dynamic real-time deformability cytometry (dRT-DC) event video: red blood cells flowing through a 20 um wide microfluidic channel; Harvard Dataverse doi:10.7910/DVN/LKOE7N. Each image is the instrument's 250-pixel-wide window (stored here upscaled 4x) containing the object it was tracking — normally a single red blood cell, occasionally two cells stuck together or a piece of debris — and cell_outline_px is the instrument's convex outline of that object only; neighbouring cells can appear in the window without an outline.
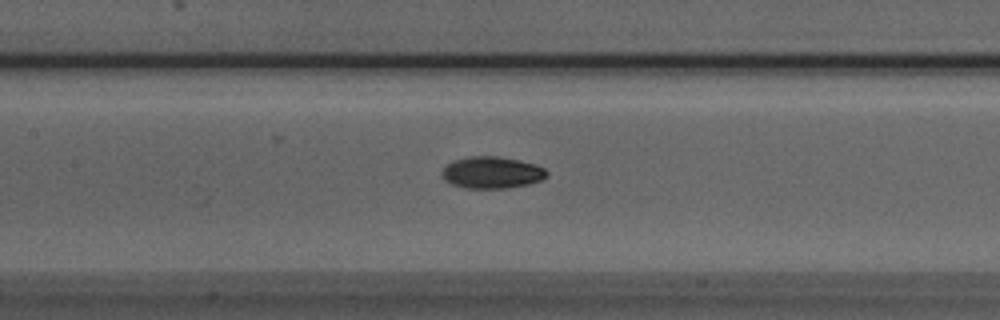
{"species": "Egyptian fruit bat (a non-hibernating species)", "species_latin": "Rousettus aegyptiacus", "temperature_condition": "room temperature", "stored_images_in_passage": 34, "camera_frame_rate_fps": 3000, "um_per_image_px": 0.085, "animal": {"sex": "male"}, "frame": {"image": 1, "passage_image": 13, "time_ms": 4.0, "image_size_px": [1000, 320], "cell_outline_px": [[548, 176], [540, 180], [528, 184], [508, 188], [468, 188], [452, 184], [444, 180], [440, 176], [440, 172], [452, 160], [468, 156], [496, 156], [520, 160], [536, 164], [544, 168], [548, 172]], "centroid_in_image_um": [41.79, 14.66], "position_along_channel_um": 165.6, "area_um2": 19.59}}
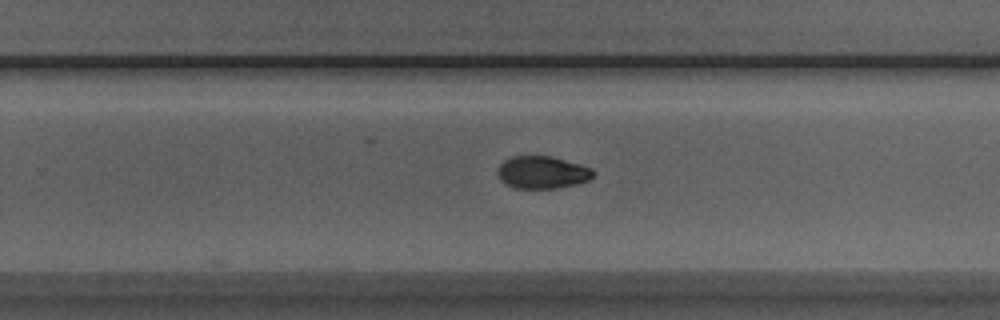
{"frame": {"image": 2, "passage_image": 22, "time_ms": 7.0, "image_size_px": [1000, 320], "cell_outline_px": [[596, 172], [588, 180], [576, 184], [556, 188], [516, 188], [504, 184], [500, 180], [496, 172], [500, 164], [504, 160], [512, 156], [552, 156], [580, 164], [592, 168]], "centroid_in_image_um": [46.07, 14.64], "position_along_channel_um": 283.7, "area_um2": 18.21}}
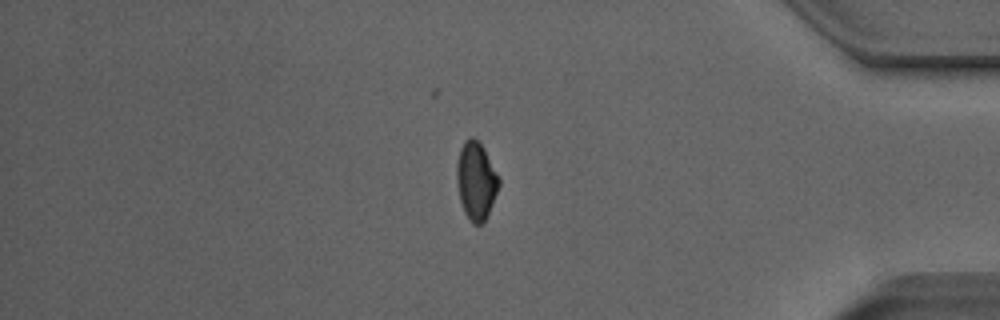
{"frame": {"image": 3, "passage_image": 33, "time_ms": 10.667, "image_size_px": [1000, 320], "cell_outline_px": [[500, 184], [488, 212], [484, 220], [480, 224], [472, 224], [464, 212], [460, 200], [456, 180], [456, 164], [460, 148], [464, 140], [472, 136], [484, 148], [500, 176]], "centroid_in_image_um": [40.46, 15.33], "position_along_channel_um": 394.7, "area_um2": 19.13}}